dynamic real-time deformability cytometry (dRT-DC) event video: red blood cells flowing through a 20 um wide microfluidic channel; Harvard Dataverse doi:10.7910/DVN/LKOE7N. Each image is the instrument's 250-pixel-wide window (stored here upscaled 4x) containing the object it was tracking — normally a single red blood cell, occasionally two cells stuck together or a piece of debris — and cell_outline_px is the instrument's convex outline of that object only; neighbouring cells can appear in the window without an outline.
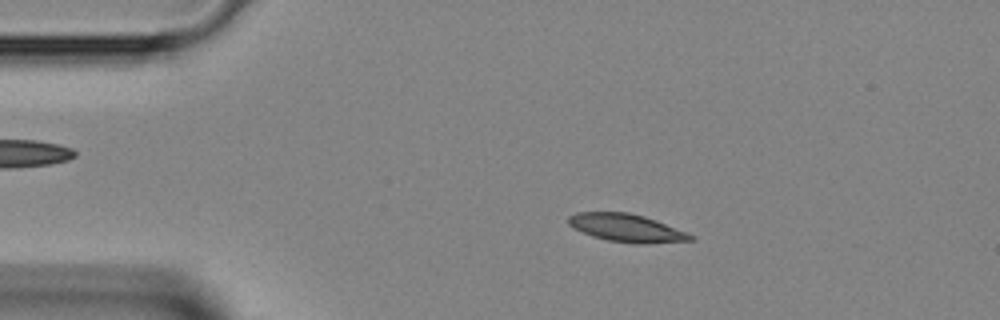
{"species": "Egyptian fruit bat (a non-hibernating species)", "species_latin": "Rousettus aegyptiacus", "temperature_condition": "room temperature", "stored_images_in_passage": 44, "camera_frame_rate_fps": 3000, "um_per_image_px": 0.085, "animal": {"sex": "female"}, "frame": {"image": 1, "passage_image": 8, "time_ms": 2.333, "image_size_px": [1000, 320], "cell_outline_px": [[696, 236], [692, 240], [640, 244], [636, 244], [608, 240], [592, 236], [572, 228], [568, 224], [568, 216], [576, 212], [628, 212], [644, 216], [656, 220]], "centroid_in_image_um": [53.22, 19.37], "position_along_channel_um": 31.8, "area_um2": 19.83}}
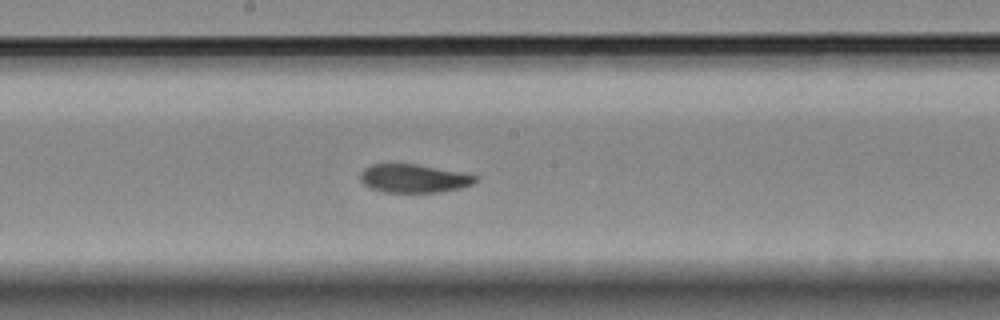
{"frame": {"image": 2, "passage_image": 23, "time_ms": 7.333, "image_size_px": [1000, 320], "cell_outline_px": [[476, 180], [472, 184], [460, 188], [440, 192], [384, 192], [372, 188], [364, 184], [360, 180], [360, 172], [364, 168], [372, 164], [416, 164], [476, 176]], "centroid_in_image_um": [35.1, 15.17], "position_along_channel_um": 213.1, "area_um2": 18.67}}
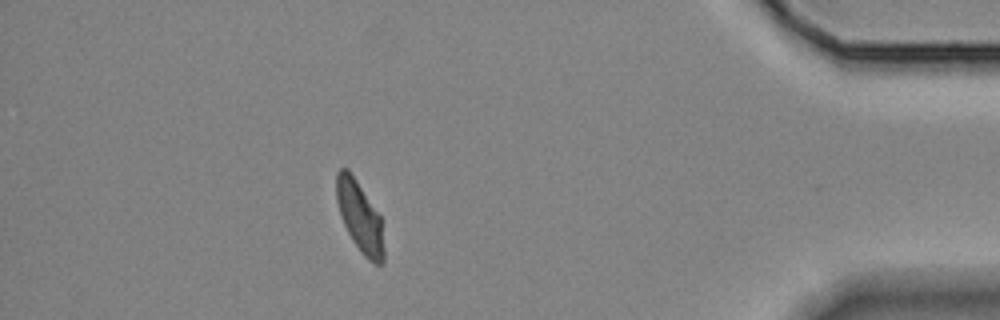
{"frame": {"image": 3, "passage_image": 39, "time_ms": 12.667, "image_size_px": [1000, 320], "cell_outline_px": [[384, 264], [376, 264], [368, 260], [360, 252], [352, 240], [340, 216], [336, 200], [336, 172], [340, 168], [348, 168], [380, 216], [384, 248]], "centroid_in_image_um": [30.56, 18.44], "position_along_channel_um": 404.6, "area_um2": 19.48}}